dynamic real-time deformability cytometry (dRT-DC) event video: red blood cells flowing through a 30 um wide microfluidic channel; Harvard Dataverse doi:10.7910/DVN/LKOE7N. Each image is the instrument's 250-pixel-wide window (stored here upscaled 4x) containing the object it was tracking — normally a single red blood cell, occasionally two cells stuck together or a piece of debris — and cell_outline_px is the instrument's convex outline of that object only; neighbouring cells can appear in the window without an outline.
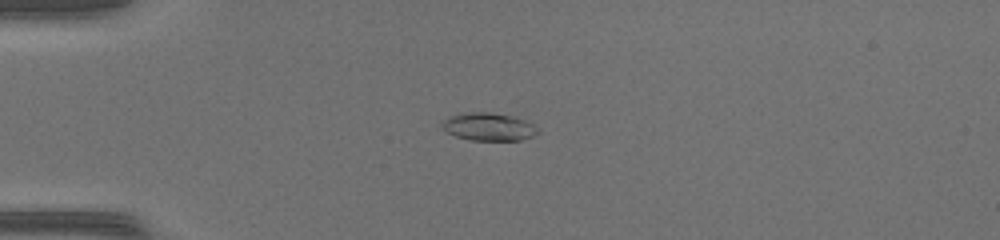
{"species": "common noctule bat (a hibernating species)", "species_latin": "Nyctalus noctula", "temperature_condition": "warm", "stored_images_in_passage": 34, "camera_frame_rate_fps": 3000, "um_per_image_px": 0.085, "animal": {"sex": "female", "body_mass_g": 17.0, "forearm_length_mm": 48.0}, "frame": {"image": 1, "passage_image": 3, "time_ms": 0.667, "image_size_px": [1000, 240], "cell_outline_px": [[540, 132], [532, 136], [520, 140], [468, 140], [456, 136], [440, 128], [440, 120], [448, 116], [464, 112], [488, 112], [516, 116], [540, 128]], "centroid_in_image_um": [41.49, 10.76], "position_along_channel_um": 43.5, "area_um2": 15.9}}
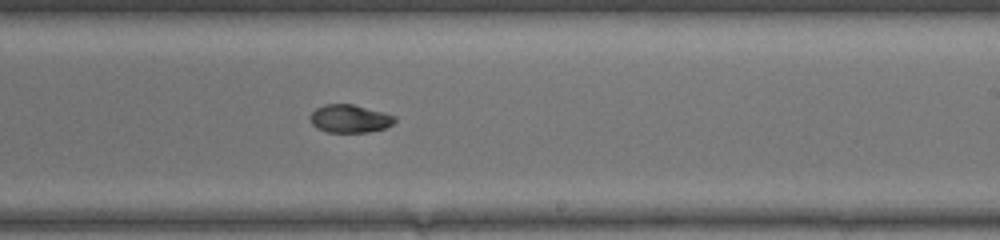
{"frame": {"image": 2, "passage_image": 20, "time_ms": 6.333, "image_size_px": [1000, 240], "cell_outline_px": [[396, 120], [392, 124], [384, 128], [368, 132], [328, 132], [316, 128], [312, 124], [308, 116], [316, 108], [324, 104], [352, 104], [384, 112], [396, 116]], "centroid_in_image_um": [29.71, 10.08], "position_along_channel_um": 259.3, "area_um2": 13.87}}
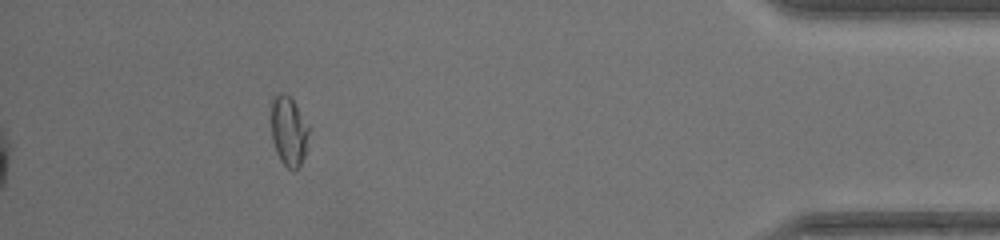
{"frame": {"image": 3, "passage_image": 34, "time_ms": 11.0, "image_size_px": [1000, 240], "cell_outline_px": [[308, 132], [304, 156], [300, 164], [292, 172], [280, 160], [276, 152], [272, 140], [268, 104], [268, 100], [276, 92], [284, 92], [292, 100], [308, 128]], "centroid_in_image_um": [24.43, 11.07], "position_along_channel_um": 410.8, "area_um2": 15.55}, "authors_computed_cell_mechanics": {"area_um2": 14.6812, "velocity_mm_per_s": 4.3704, "shape_relaxation_time_tau1_ms": 4.3946, "shape_relaxation_time_tau2_ms": 3.6274, "deformation_change_tau1": 0.1702, "deformation_change_tau2": 0.0535}}